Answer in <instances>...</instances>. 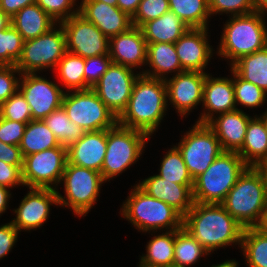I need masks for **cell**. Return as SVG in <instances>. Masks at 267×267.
Listing matches in <instances>:
<instances>
[{"mask_svg": "<svg viewBox=\"0 0 267 267\" xmlns=\"http://www.w3.org/2000/svg\"><path fill=\"white\" fill-rule=\"evenodd\" d=\"M183 227L208 251L240 245L244 227L222 204L197 203L184 215Z\"/></svg>", "mask_w": 267, "mask_h": 267, "instance_id": "6da1fadb", "label": "cell"}, {"mask_svg": "<svg viewBox=\"0 0 267 267\" xmlns=\"http://www.w3.org/2000/svg\"><path fill=\"white\" fill-rule=\"evenodd\" d=\"M167 107L165 80L141 74L134 84L126 109L118 117V124L151 136L166 115Z\"/></svg>", "mask_w": 267, "mask_h": 267, "instance_id": "7a4b0ae2", "label": "cell"}, {"mask_svg": "<svg viewBox=\"0 0 267 267\" xmlns=\"http://www.w3.org/2000/svg\"><path fill=\"white\" fill-rule=\"evenodd\" d=\"M244 228L260 227L266 212L265 180L257 167H247L221 203Z\"/></svg>", "mask_w": 267, "mask_h": 267, "instance_id": "3957f363", "label": "cell"}, {"mask_svg": "<svg viewBox=\"0 0 267 267\" xmlns=\"http://www.w3.org/2000/svg\"><path fill=\"white\" fill-rule=\"evenodd\" d=\"M263 12L231 16L225 23L217 55L230 60V67L241 57L267 46V26Z\"/></svg>", "mask_w": 267, "mask_h": 267, "instance_id": "277c9868", "label": "cell"}, {"mask_svg": "<svg viewBox=\"0 0 267 267\" xmlns=\"http://www.w3.org/2000/svg\"><path fill=\"white\" fill-rule=\"evenodd\" d=\"M121 215L138 231H173L183 228L184 216L174 207L148 195L137 184L123 202Z\"/></svg>", "mask_w": 267, "mask_h": 267, "instance_id": "5b68a950", "label": "cell"}, {"mask_svg": "<svg viewBox=\"0 0 267 267\" xmlns=\"http://www.w3.org/2000/svg\"><path fill=\"white\" fill-rule=\"evenodd\" d=\"M247 167L237 152L223 151L205 172L194 180L193 201L221 204Z\"/></svg>", "mask_w": 267, "mask_h": 267, "instance_id": "8992f818", "label": "cell"}, {"mask_svg": "<svg viewBox=\"0 0 267 267\" xmlns=\"http://www.w3.org/2000/svg\"><path fill=\"white\" fill-rule=\"evenodd\" d=\"M150 136L118 123L107 129V149L101 169L105 181L123 173L138 161Z\"/></svg>", "mask_w": 267, "mask_h": 267, "instance_id": "52a82bcc", "label": "cell"}, {"mask_svg": "<svg viewBox=\"0 0 267 267\" xmlns=\"http://www.w3.org/2000/svg\"><path fill=\"white\" fill-rule=\"evenodd\" d=\"M61 182L64 184L66 197L56 189L59 206L71 208L78 217L85 216L90 211L100 195V187L106 183L100 172L70 164L68 161Z\"/></svg>", "mask_w": 267, "mask_h": 267, "instance_id": "ba28073f", "label": "cell"}, {"mask_svg": "<svg viewBox=\"0 0 267 267\" xmlns=\"http://www.w3.org/2000/svg\"><path fill=\"white\" fill-rule=\"evenodd\" d=\"M70 92H65L62 107L68 118L85 131L110 129L118 123V118L92 88Z\"/></svg>", "mask_w": 267, "mask_h": 267, "instance_id": "9c48e42d", "label": "cell"}, {"mask_svg": "<svg viewBox=\"0 0 267 267\" xmlns=\"http://www.w3.org/2000/svg\"><path fill=\"white\" fill-rule=\"evenodd\" d=\"M59 29H58V28ZM37 38L24 41L16 67L21 74L40 73L43 69H55L66 53V35L60 23ZM52 67V68H51Z\"/></svg>", "mask_w": 267, "mask_h": 267, "instance_id": "30bf717a", "label": "cell"}, {"mask_svg": "<svg viewBox=\"0 0 267 267\" xmlns=\"http://www.w3.org/2000/svg\"><path fill=\"white\" fill-rule=\"evenodd\" d=\"M180 140L176 147L193 180L204 173L223 152L217 136L207 124L195 122Z\"/></svg>", "mask_w": 267, "mask_h": 267, "instance_id": "8fae6325", "label": "cell"}, {"mask_svg": "<svg viewBox=\"0 0 267 267\" xmlns=\"http://www.w3.org/2000/svg\"><path fill=\"white\" fill-rule=\"evenodd\" d=\"M67 161V148L62 145L24 156L22 167L24 186L57 189Z\"/></svg>", "mask_w": 267, "mask_h": 267, "instance_id": "7c38bea8", "label": "cell"}, {"mask_svg": "<svg viewBox=\"0 0 267 267\" xmlns=\"http://www.w3.org/2000/svg\"><path fill=\"white\" fill-rule=\"evenodd\" d=\"M140 75L141 72L134 73L130 67L111 63L92 89L118 118L126 109L134 84Z\"/></svg>", "mask_w": 267, "mask_h": 267, "instance_id": "4fadbf2b", "label": "cell"}, {"mask_svg": "<svg viewBox=\"0 0 267 267\" xmlns=\"http://www.w3.org/2000/svg\"><path fill=\"white\" fill-rule=\"evenodd\" d=\"M66 35V51L84 59L109 55V38L79 13L60 22Z\"/></svg>", "mask_w": 267, "mask_h": 267, "instance_id": "5bb4252c", "label": "cell"}, {"mask_svg": "<svg viewBox=\"0 0 267 267\" xmlns=\"http://www.w3.org/2000/svg\"><path fill=\"white\" fill-rule=\"evenodd\" d=\"M38 73L21 74L18 90L29 104L32 120H43L62 107L64 89Z\"/></svg>", "mask_w": 267, "mask_h": 267, "instance_id": "9a60e30c", "label": "cell"}, {"mask_svg": "<svg viewBox=\"0 0 267 267\" xmlns=\"http://www.w3.org/2000/svg\"><path fill=\"white\" fill-rule=\"evenodd\" d=\"M30 191L21 200L17 209H14L16 218L11 223L18 229L30 231L40 228L47 221L51 205H59L56 189L28 188Z\"/></svg>", "mask_w": 267, "mask_h": 267, "instance_id": "2e32d148", "label": "cell"}, {"mask_svg": "<svg viewBox=\"0 0 267 267\" xmlns=\"http://www.w3.org/2000/svg\"><path fill=\"white\" fill-rule=\"evenodd\" d=\"M206 72L183 71L166 78L167 101H170L181 117H186L203 101Z\"/></svg>", "mask_w": 267, "mask_h": 267, "instance_id": "e0dca14e", "label": "cell"}, {"mask_svg": "<svg viewBox=\"0 0 267 267\" xmlns=\"http://www.w3.org/2000/svg\"><path fill=\"white\" fill-rule=\"evenodd\" d=\"M208 28H189L175 43L183 71L205 72L213 49L208 42Z\"/></svg>", "mask_w": 267, "mask_h": 267, "instance_id": "ac0fdd59", "label": "cell"}, {"mask_svg": "<svg viewBox=\"0 0 267 267\" xmlns=\"http://www.w3.org/2000/svg\"><path fill=\"white\" fill-rule=\"evenodd\" d=\"M78 8L79 14L96 25L108 38L124 33L133 26L132 18L117 6L97 0H82Z\"/></svg>", "mask_w": 267, "mask_h": 267, "instance_id": "d6986e66", "label": "cell"}, {"mask_svg": "<svg viewBox=\"0 0 267 267\" xmlns=\"http://www.w3.org/2000/svg\"><path fill=\"white\" fill-rule=\"evenodd\" d=\"M108 54L112 63L141 68L147 61V42L141 28L132 26L128 31L109 38Z\"/></svg>", "mask_w": 267, "mask_h": 267, "instance_id": "ffe728a7", "label": "cell"}, {"mask_svg": "<svg viewBox=\"0 0 267 267\" xmlns=\"http://www.w3.org/2000/svg\"><path fill=\"white\" fill-rule=\"evenodd\" d=\"M202 106L204 112L201 113L197 123L207 124L216 114L236 110V102L233 87V78L212 77L206 75L203 86Z\"/></svg>", "mask_w": 267, "mask_h": 267, "instance_id": "44dd1931", "label": "cell"}, {"mask_svg": "<svg viewBox=\"0 0 267 267\" xmlns=\"http://www.w3.org/2000/svg\"><path fill=\"white\" fill-rule=\"evenodd\" d=\"M106 149L107 129L85 131L77 142L67 147L68 162L101 173Z\"/></svg>", "mask_w": 267, "mask_h": 267, "instance_id": "7402d4cb", "label": "cell"}, {"mask_svg": "<svg viewBox=\"0 0 267 267\" xmlns=\"http://www.w3.org/2000/svg\"><path fill=\"white\" fill-rule=\"evenodd\" d=\"M251 118L242 109H236L214 116L207 125L214 131L223 151L238 152Z\"/></svg>", "mask_w": 267, "mask_h": 267, "instance_id": "603a6c76", "label": "cell"}, {"mask_svg": "<svg viewBox=\"0 0 267 267\" xmlns=\"http://www.w3.org/2000/svg\"><path fill=\"white\" fill-rule=\"evenodd\" d=\"M137 185L148 195L174 207L183 216L192 208L194 203L192 189L194 184H177L161 178L150 176Z\"/></svg>", "mask_w": 267, "mask_h": 267, "instance_id": "cb8c5ba5", "label": "cell"}, {"mask_svg": "<svg viewBox=\"0 0 267 267\" xmlns=\"http://www.w3.org/2000/svg\"><path fill=\"white\" fill-rule=\"evenodd\" d=\"M11 24L26 41L47 33L58 23L37 3H33L18 11L12 17Z\"/></svg>", "mask_w": 267, "mask_h": 267, "instance_id": "d4e9b609", "label": "cell"}, {"mask_svg": "<svg viewBox=\"0 0 267 267\" xmlns=\"http://www.w3.org/2000/svg\"><path fill=\"white\" fill-rule=\"evenodd\" d=\"M148 64L152 71L143 70L141 74L151 78L165 80V75L169 73L174 72L176 75L183 72L173 43H147L146 65Z\"/></svg>", "mask_w": 267, "mask_h": 267, "instance_id": "484cf974", "label": "cell"}, {"mask_svg": "<svg viewBox=\"0 0 267 267\" xmlns=\"http://www.w3.org/2000/svg\"><path fill=\"white\" fill-rule=\"evenodd\" d=\"M147 43H175L189 27L172 11L164 13L141 27Z\"/></svg>", "mask_w": 267, "mask_h": 267, "instance_id": "4316f807", "label": "cell"}, {"mask_svg": "<svg viewBox=\"0 0 267 267\" xmlns=\"http://www.w3.org/2000/svg\"><path fill=\"white\" fill-rule=\"evenodd\" d=\"M237 153L248 167H257L267 161V132L259 116L250 119L243 146Z\"/></svg>", "mask_w": 267, "mask_h": 267, "instance_id": "83f0119b", "label": "cell"}, {"mask_svg": "<svg viewBox=\"0 0 267 267\" xmlns=\"http://www.w3.org/2000/svg\"><path fill=\"white\" fill-rule=\"evenodd\" d=\"M60 145L53 132L46 126L43 120H31L26 125L19 148L24 157Z\"/></svg>", "mask_w": 267, "mask_h": 267, "instance_id": "f1b7e54d", "label": "cell"}, {"mask_svg": "<svg viewBox=\"0 0 267 267\" xmlns=\"http://www.w3.org/2000/svg\"><path fill=\"white\" fill-rule=\"evenodd\" d=\"M231 68L244 80L267 93V46L237 60Z\"/></svg>", "mask_w": 267, "mask_h": 267, "instance_id": "f546056e", "label": "cell"}, {"mask_svg": "<svg viewBox=\"0 0 267 267\" xmlns=\"http://www.w3.org/2000/svg\"><path fill=\"white\" fill-rule=\"evenodd\" d=\"M241 247L246 265L267 267V232L261 227L244 228Z\"/></svg>", "mask_w": 267, "mask_h": 267, "instance_id": "4dcf8cb0", "label": "cell"}, {"mask_svg": "<svg viewBox=\"0 0 267 267\" xmlns=\"http://www.w3.org/2000/svg\"><path fill=\"white\" fill-rule=\"evenodd\" d=\"M175 230L154 235L146 246V254L140 256V262L160 267H173Z\"/></svg>", "mask_w": 267, "mask_h": 267, "instance_id": "1f68e13d", "label": "cell"}, {"mask_svg": "<svg viewBox=\"0 0 267 267\" xmlns=\"http://www.w3.org/2000/svg\"><path fill=\"white\" fill-rule=\"evenodd\" d=\"M174 12L189 28H208L211 17L208 0H168Z\"/></svg>", "mask_w": 267, "mask_h": 267, "instance_id": "d6a6232c", "label": "cell"}, {"mask_svg": "<svg viewBox=\"0 0 267 267\" xmlns=\"http://www.w3.org/2000/svg\"><path fill=\"white\" fill-rule=\"evenodd\" d=\"M208 252L184 227L175 230L173 267H190Z\"/></svg>", "mask_w": 267, "mask_h": 267, "instance_id": "836d02e7", "label": "cell"}, {"mask_svg": "<svg viewBox=\"0 0 267 267\" xmlns=\"http://www.w3.org/2000/svg\"><path fill=\"white\" fill-rule=\"evenodd\" d=\"M85 59L79 55L66 51L58 62L55 70L63 87L68 91L85 90L84 75Z\"/></svg>", "mask_w": 267, "mask_h": 267, "instance_id": "e575fe53", "label": "cell"}, {"mask_svg": "<svg viewBox=\"0 0 267 267\" xmlns=\"http://www.w3.org/2000/svg\"><path fill=\"white\" fill-rule=\"evenodd\" d=\"M43 121L59 143L66 148L77 142L85 133L84 129L68 118L63 107L51 112Z\"/></svg>", "mask_w": 267, "mask_h": 267, "instance_id": "d590c367", "label": "cell"}, {"mask_svg": "<svg viewBox=\"0 0 267 267\" xmlns=\"http://www.w3.org/2000/svg\"><path fill=\"white\" fill-rule=\"evenodd\" d=\"M157 175L177 184H194V180L176 146L172 147L164 155Z\"/></svg>", "mask_w": 267, "mask_h": 267, "instance_id": "8d00e7d4", "label": "cell"}, {"mask_svg": "<svg viewBox=\"0 0 267 267\" xmlns=\"http://www.w3.org/2000/svg\"><path fill=\"white\" fill-rule=\"evenodd\" d=\"M231 74L233 77V87L236 108L240 104L244 107L257 108L267 101V94L255 84L242 79L232 68Z\"/></svg>", "mask_w": 267, "mask_h": 267, "instance_id": "74e56055", "label": "cell"}, {"mask_svg": "<svg viewBox=\"0 0 267 267\" xmlns=\"http://www.w3.org/2000/svg\"><path fill=\"white\" fill-rule=\"evenodd\" d=\"M24 40L12 26L0 31V66H15L20 59Z\"/></svg>", "mask_w": 267, "mask_h": 267, "instance_id": "f35d334b", "label": "cell"}, {"mask_svg": "<svg viewBox=\"0 0 267 267\" xmlns=\"http://www.w3.org/2000/svg\"><path fill=\"white\" fill-rule=\"evenodd\" d=\"M0 117L20 123L32 120L29 104L19 90L0 104Z\"/></svg>", "mask_w": 267, "mask_h": 267, "instance_id": "ab89813d", "label": "cell"}, {"mask_svg": "<svg viewBox=\"0 0 267 267\" xmlns=\"http://www.w3.org/2000/svg\"><path fill=\"white\" fill-rule=\"evenodd\" d=\"M169 10L168 0H141L132 17V25L140 28L144 23L161 17Z\"/></svg>", "mask_w": 267, "mask_h": 267, "instance_id": "60d3db41", "label": "cell"}, {"mask_svg": "<svg viewBox=\"0 0 267 267\" xmlns=\"http://www.w3.org/2000/svg\"><path fill=\"white\" fill-rule=\"evenodd\" d=\"M210 14L245 15L254 12L251 0H208Z\"/></svg>", "mask_w": 267, "mask_h": 267, "instance_id": "b9f144b4", "label": "cell"}, {"mask_svg": "<svg viewBox=\"0 0 267 267\" xmlns=\"http://www.w3.org/2000/svg\"><path fill=\"white\" fill-rule=\"evenodd\" d=\"M36 3L58 23L79 13V8L73 9L76 0H37Z\"/></svg>", "mask_w": 267, "mask_h": 267, "instance_id": "7bdbcfd3", "label": "cell"}, {"mask_svg": "<svg viewBox=\"0 0 267 267\" xmlns=\"http://www.w3.org/2000/svg\"><path fill=\"white\" fill-rule=\"evenodd\" d=\"M112 63L109 55H99L85 59V90L92 88L108 70Z\"/></svg>", "mask_w": 267, "mask_h": 267, "instance_id": "ee69618b", "label": "cell"}, {"mask_svg": "<svg viewBox=\"0 0 267 267\" xmlns=\"http://www.w3.org/2000/svg\"><path fill=\"white\" fill-rule=\"evenodd\" d=\"M15 74L19 75V78ZM20 75L21 72L16 66H0V104L18 90Z\"/></svg>", "mask_w": 267, "mask_h": 267, "instance_id": "f6af8a7d", "label": "cell"}, {"mask_svg": "<svg viewBox=\"0 0 267 267\" xmlns=\"http://www.w3.org/2000/svg\"><path fill=\"white\" fill-rule=\"evenodd\" d=\"M27 123L11 121L0 117V140L9 145L19 146Z\"/></svg>", "mask_w": 267, "mask_h": 267, "instance_id": "bcb514c9", "label": "cell"}, {"mask_svg": "<svg viewBox=\"0 0 267 267\" xmlns=\"http://www.w3.org/2000/svg\"><path fill=\"white\" fill-rule=\"evenodd\" d=\"M0 185L13 188V186H24L22 178V167L9 165L0 160Z\"/></svg>", "mask_w": 267, "mask_h": 267, "instance_id": "7dc6e473", "label": "cell"}, {"mask_svg": "<svg viewBox=\"0 0 267 267\" xmlns=\"http://www.w3.org/2000/svg\"><path fill=\"white\" fill-rule=\"evenodd\" d=\"M19 231L11 223L0 226V260L4 258L17 242Z\"/></svg>", "mask_w": 267, "mask_h": 267, "instance_id": "c3c4849f", "label": "cell"}, {"mask_svg": "<svg viewBox=\"0 0 267 267\" xmlns=\"http://www.w3.org/2000/svg\"><path fill=\"white\" fill-rule=\"evenodd\" d=\"M23 159L19 146L5 144L0 140V160L9 165L23 167Z\"/></svg>", "mask_w": 267, "mask_h": 267, "instance_id": "681fc988", "label": "cell"}, {"mask_svg": "<svg viewBox=\"0 0 267 267\" xmlns=\"http://www.w3.org/2000/svg\"><path fill=\"white\" fill-rule=\"evenodd\" d=\"M36 2L37 0H0V9L12 19L22 8Z\"/></svg>", "mask_w": 267, "mask_h": 267, "instance_id": "f907efd6", "label": "cell"}, {"mask_svg": "<svg viewBox=\"0 0 267 267\" xmlns=\"http://www.w3.org/2000/svg\"><path fill=\"white\" fill-rule=\"evenodd\" d=\"M140 2L141 0H117V7L132 18Z\"/></svg>", "mask_w": 267, "mask_h": 267, "instance_id": "816d5d0a", "label": "cell"}, {"mask_svg": "<svg viewBox=\"0 0 267 267\" xmlns=\"http://www.w3.org/2000/svg\"><path fill=\"white\" fill-rule=\"evenodd\" d=\"M11 195L9 188L0 185V216L5 213Z\"/></svg>", "mask_w": 267, "mask_h": 267, "instance_id": "f5cc1de1", "label": "cell"}, {"mask_svg": "<svg viewBox=\"0 0 267 267\" xmlns=\"http://www.w3.org/2000/svg\"><path fill=\"white\" fill-rule=\"evenodd\" d=\"M254 11L267 13V0H251Z\"/></svg>", "mask_w": 267, "mask_h": 267, "instance_id": "db71d44e", "label": "cell"}, {"mask_svg": "<svg viewBox=\"0 0 267 267\" xmlns=\"http://www.w3.org/2000/svg\"><path fill=\"white\" fill-rule=\"evenodd\" d=\"M11 25V18L7 16L1 9H0V31L5 30Z\"/></svg>", "mask_w": 267, "mask_h": 267, "instance_id": "11a10c76", "label": "cell"}, {"mask_svg": "<svg viewBox=\"0 0 267 267\" xmlns=\"http://www.w3.org/2000/svg\"><path fill=\"white\" fill-rule=\"evenodd\" d=\"M257 168L262 173L264 180H265V186H266V193H267V161L263 162L262 164L258 165Z\"/></svg>", "mask_w": 267, "mask_h": 267, "instance_id": "9f6ffc18", "label": "cell"}, {"mask_svg": "<svg viewBox=\"0 0 267 267\" xmlns=\"http://www.w3.org/2000/svg\"><path fill=\"white\" fill-rule=\"evenodd\" d=\"M211 267H239L238 266V263L236 260H227L223 263H220V264H215V265H212Z\"/></svg>", "mask_w": 267, "mask_h": 267, "instance_id": "6f0895ef", "label": "cell"}, {"mask_svg": "<svg viewBox=\"0 0 267 267\" xmlns=\"http://www.w3.org/2000/svg\"><path fill=\"white\" fill-rule=\"evenodd\" d=\"M259 118L262 120L265 130L267 132V109Z\"/></svg>", "mask_w": 267, "mask_h": 267, "instance_id": "680465c9", "label": "cell"}, {"mask_svg": "<svg viewBox=\"0 0 267 267\" xmlns=\"http://www.w3.org/2000/svg\"><path fill=\"white\" fill-rule=\"evenodd\" d=\"M264 231L267 232V207H266V212H265V216H264V219H263V222L260 226Z\"/></svg>", "mask_w": 267, "mask_h": 267, "instance_id": "91938a15", "label": "cell"}, {"mask_svg": "<svg viewBox=\"0 0 267 267\" xmlns=\"http://www.w3.org/2000/svg\"><path fill=\"white\" fill-rule=\"evenodd\" d=\"M106 4H109L110 6H117V0H97Z\"/></svg>", "mask_w": 267, "mask_h": 267, "instance_id": "94428289", "label": "cell"}, {"mask_svg": "<svg viewBox=\"0 0 267 267\" xmlns=\"http://www.w3.org/2000/svg\"><path fill=\"white\" fill-rule=\"evenodd\" d=\"M138 267H160V266H155V265H150V264H144L142 262H139V266Z\"/></svg>", "mask_w": 267, "mask_h": 267, "instance_id": "6125c7cd", "label": "cell"}]
</instances>
